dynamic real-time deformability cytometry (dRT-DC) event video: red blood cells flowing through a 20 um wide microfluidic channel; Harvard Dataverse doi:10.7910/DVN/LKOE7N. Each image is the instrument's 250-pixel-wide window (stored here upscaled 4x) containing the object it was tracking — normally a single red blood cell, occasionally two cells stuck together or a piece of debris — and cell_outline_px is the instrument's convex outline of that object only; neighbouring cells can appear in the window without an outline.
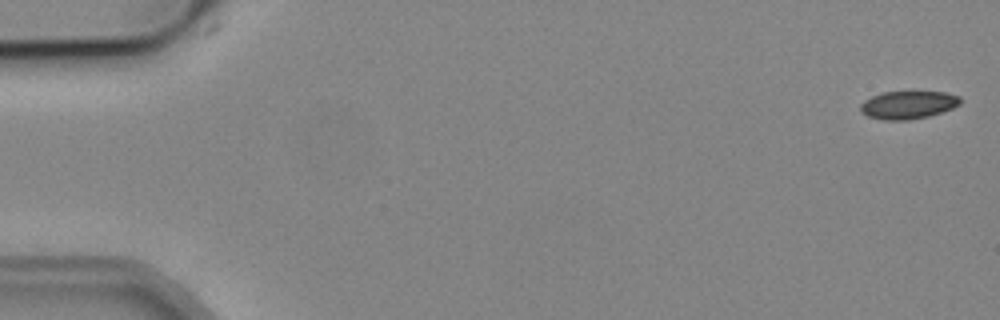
{"species": "common noctule bat (a hibernating species)", "species_latin": "Nyctalus noctula", "temperature_condition": "cold", "stored_images_in_passage": 2, "camera_frame_rate_fps": 3000, "um_per_image_px": 0.085, "animal": {"sex": "male", "body_mass_g": 19.2, "forearm_length_mm": 51.8}, "frame": {"image": 1, "passage_image": 1, "time_ms": 0.0, "image_size_px": [1000, 320], "cell_outline_px": [[960, 104], [952, 108], [928, 116], [908, 120], [884, 120], [868, 116], [860, 112], [860, 104], [864, 100], [872, 96], [884, 92], [912, 88], [944, 92], [960, 96]], "centroid_in_image_um": [77.18, 8.85], "position_along_channel_um": 7.8, "area_um2": 16.99}}